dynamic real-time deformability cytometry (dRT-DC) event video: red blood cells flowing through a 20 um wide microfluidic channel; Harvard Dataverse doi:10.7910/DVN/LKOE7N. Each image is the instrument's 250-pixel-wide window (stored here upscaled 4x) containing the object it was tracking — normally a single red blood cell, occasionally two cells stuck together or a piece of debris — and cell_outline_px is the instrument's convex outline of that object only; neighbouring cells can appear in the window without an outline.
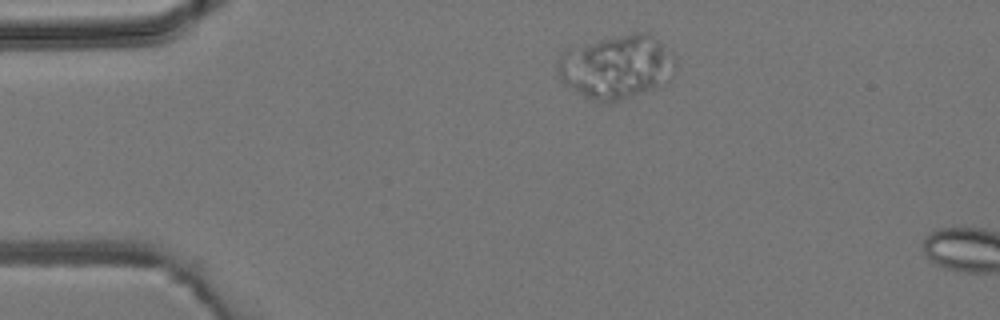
{"species": "common noctule bat (a hibernating species)", "species_latin": "Nyctalus noctula", "temperature_condition": "room temperature", "stored_images_in_passage": 2, "camera_frame_rate_fps": 3000, "um_per_image_px": 0.085, "animal": {"sex": "male", "body_mass_g": 19.2, "forearm_length_mm": 51.8}, "frame": {"image": 1, "passage_image": 1, "time_ms": 0.0, "image_size_px": [1000, 320], "cell_outline_px": [[676, 64], [672, 76], [668, 80], [620, 100], [608, 104], [592, 100], [576, 92], [564, 84], [560, 80], [556, 68], [556, 60], [560, 52], [564, 48], [632, 32], [648, 32], [676, 60]], "centroid_in_image_um": [52.29, 5.66], "position_along_channel_um": 32.7, "area_um2": 43.64}}